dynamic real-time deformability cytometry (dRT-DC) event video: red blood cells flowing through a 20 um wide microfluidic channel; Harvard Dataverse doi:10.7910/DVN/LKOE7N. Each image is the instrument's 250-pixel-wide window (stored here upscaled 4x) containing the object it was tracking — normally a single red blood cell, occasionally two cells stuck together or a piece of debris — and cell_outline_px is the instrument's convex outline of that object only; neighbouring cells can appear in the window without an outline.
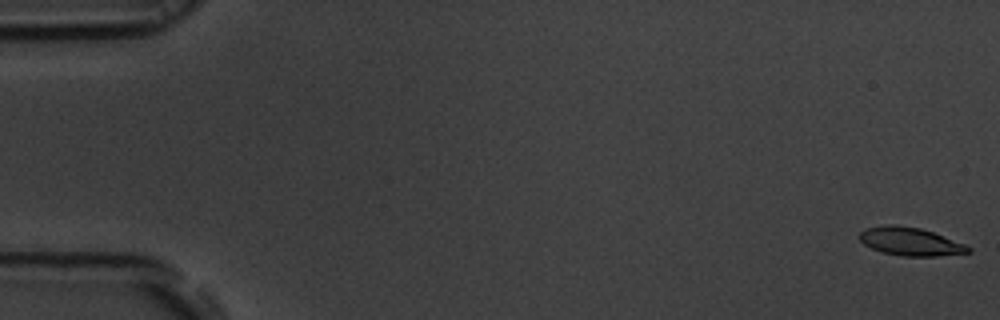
{"species": "common noctule bat (a hibernating species)", "species_latin": "Nyctalus noctula", "temperature_condition": "room temperature", "stored_images_in_passage": 56, "segment_of_instrument_passage": [1, 2], "camera_frame_rate_fps": 3000, "um_per_image_px": 0.085, "animal": {"sex": "male", "body_mass_g": 19.5, "forearm_length_mm": 54.6}, "frame": {"image": 1, "passage_image": 1, "time_ms": 0.0, "image_size_px": [1000, 320], "cell_outline_px": [[972, 252], [936, 256], [900, 256], [880, 252], [864, 244], [860, 240], [860, 232], [868, 228], [884, 224], [896, 224], [920, 228], [932, 232], [964, 244], [972, 248]], "centroid_in_image_um": [77.36, 20.53], "position_along_channel_um": 7.6, "area_um2": 17.8}}
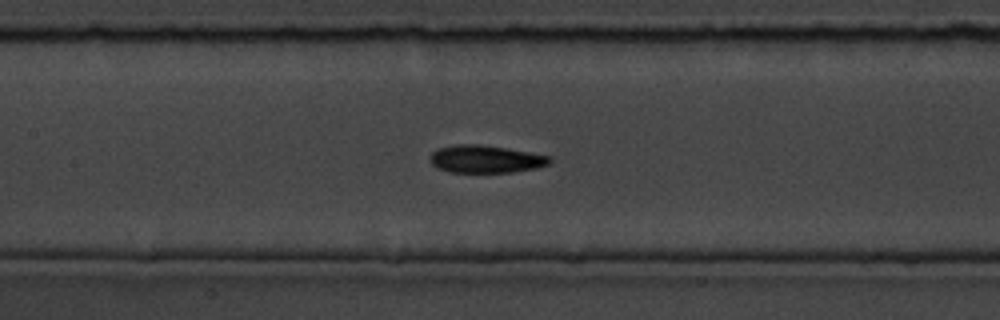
{"frame": {"image": 2, "passage_image": 26, "time_ms": 8.333, "image_size_px": [1000, 320], "cell_outline_px": [[552, 160], [548, 164], [536, 168], [512, 172], [448, 172], [436, 168], [432, 164], [432, 152], [436, 148], [456, 144], [480, 144], [552, 156]], "centroid_in_image_um": [41.27, 13.52], "position_along_channel_um": 166.1, "area_um2": 19.19}}
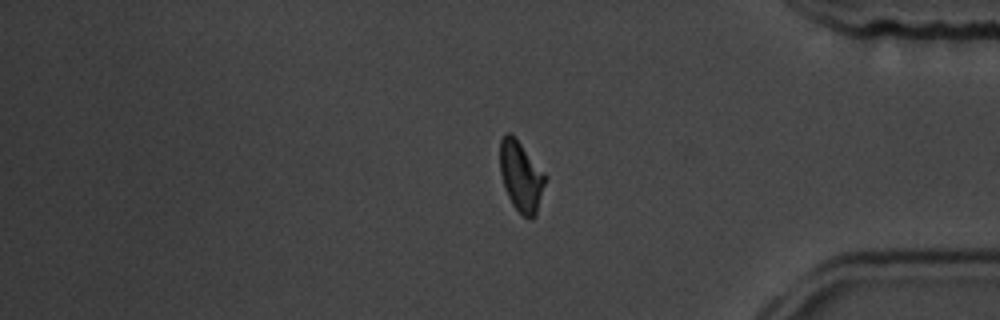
{"frame": {"image": 3, "passage_image": 46, "time_ms": 15.0, "image_size_px": [1000, 320], "cell_outline_px": [[544, 184], [536, 216], [532, 220], [528, 220], [512, 204], [508, 196], [500, 172], [500, 140], [504, 132], [512, 132], [544, 172]], "centroid_in_image_um": [44.26, 14.96], "position_along_channel_um": 390.9, "area_um2": 18.44}}